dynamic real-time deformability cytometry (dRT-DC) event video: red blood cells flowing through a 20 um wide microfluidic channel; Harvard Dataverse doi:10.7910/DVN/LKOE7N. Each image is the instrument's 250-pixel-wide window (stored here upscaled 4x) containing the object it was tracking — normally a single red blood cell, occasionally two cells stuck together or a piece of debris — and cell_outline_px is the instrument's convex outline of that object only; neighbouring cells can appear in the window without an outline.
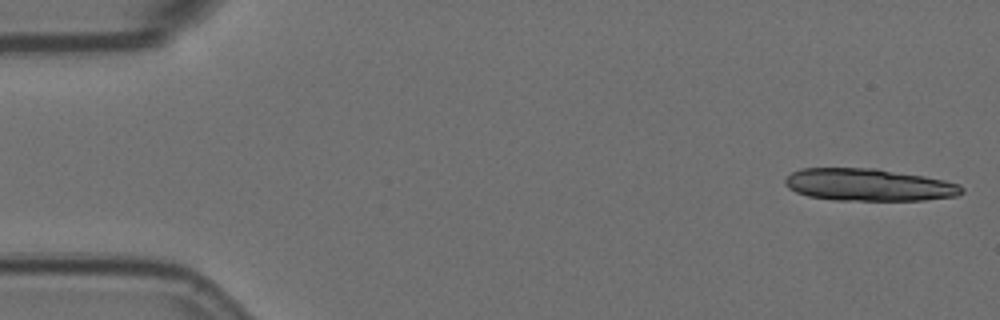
{"species": "Egyptian fruit bat (a non-hibernating species)", "species_latin": "Rousettus aegyptiacus", "temperature_condition": "room temperature", "stored_images_in_passage": 5, "camera_frame_rate_fps": 3000, "um_per_image_px": 0.085, "animal": {"sex": "female"}, "frame": {"image": 1, "passage_image": 1, "time_ms": 0.0, "image_size_px": [1000, 320], "cell_outline_px": [[964, 192], [956, 196], [924, 200], [832, 200], [808, 196], [796, 192], [788, 188], [784, 184], [784, 180], [792, 172], [800, 168], [876, 168], [924, 176], [944, 180], [960, 184], [964, 188]], "centroid_in_image_um": [73.83, 15.71], "position_along_channel_um": 11.2, "area_um2": 33.41}}